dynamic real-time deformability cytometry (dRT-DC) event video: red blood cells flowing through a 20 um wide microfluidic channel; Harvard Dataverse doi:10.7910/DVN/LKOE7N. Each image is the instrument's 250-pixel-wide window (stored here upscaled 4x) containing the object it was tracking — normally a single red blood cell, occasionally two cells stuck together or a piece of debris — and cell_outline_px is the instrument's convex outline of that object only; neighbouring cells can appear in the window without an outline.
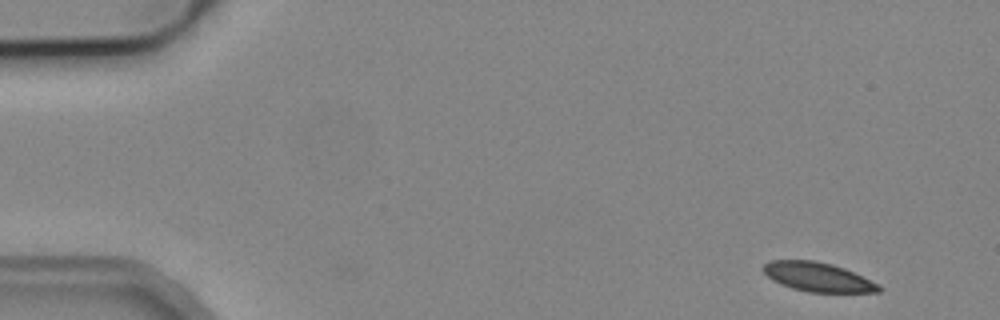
{"species": "common noctule bat (a hibernating species)", "species_latin": "Nyctalus noctula", "temperature_condition": "cold", "stored_images_in_passage": 5, "camera_frame_rate_fps": 3000, "um_per_image_px": 0.085, "animal": {"sex": "male", "body_mass_g": 19.2, "forearm_length_mm": 51.8}, "frame": {"image": 1, "passage_image": 5, "time_ms": 4.667, "image_size_px": [1000, 320], "cell_outline_px": [[884, 288], [880, 292], [808, 292], [792, 288], [780, 284], [772, 280], [760, 268], [768, 260], [816, 260], [832, 264], [844, 268], [880, 284]], "centroid_in_image_um": [69.51, 23.54], "position_along_channel_um": 15.5, "area_um2": 19.83}}